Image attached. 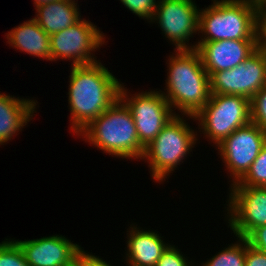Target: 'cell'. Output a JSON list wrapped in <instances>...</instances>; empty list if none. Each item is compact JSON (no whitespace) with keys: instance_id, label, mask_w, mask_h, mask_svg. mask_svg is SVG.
Wrapping results in <instances>:
<instances>
[{"instance_id":"cell-7","label":"cell","mask_w":266,"mask_h":266,"mask_svg":"<svg viewBox=\"0 0 266 266\" xmlns=\"http://www.w3.org/2000/svg\"><path fill=\"white\" fill-rule=\"evenodd\" d=\"M211 94L240 95L249 100L266 85V48L260 46L238 66L210 76Z\"/></svg>"},{"instance_id":"cell-22","label":"cell","mask_w":266,"mask_h":266,"mask_svg":"<svg viewBox=\"0 0 266 266\" xmlns=\"http://www.w3.org/2000/svg\"><path fill=\"white\" fill-rule=\"evenodd\" d=\"M251 122L266 133V85L250 100Z\"/></svg>"},{"instance_id":"cell-24","label":"cell","mask_w":266,"mask_h":266,"mask_svg":"<svg viewBox=\"0 0 266 266\" xmlns=\"http://www.w3.org/2000/svg\"><path fill=\"white\" fill-rule=\"evenodd\" d=\"M187 259L180 254L175 246L169 245L163 252L161 258L157 261L156 266H190Z\"/></svg>"},{"instance_id":"cell-28","label":"cell","mask_w":266,"mask_h":266,"mask_svg":"<svg viewBox=\"0 0 266 266\" xmlns=\"http://www.w3.org/2000/svg\"><path fill=\"white\" fill-rule=\"evenodd\" d=\"M253 4L260 21L266 15V0H256Z\"/></svg>"},{"instance_id":"cell-29","label":"cell","mask_w":266,"mask_h":266,"mask_svg":"<svg viewBox=\"0 0 266 266\" xmlns=\"http://www.w3.org/2000/svg\"><path fill=\"white\" fill-rule=\"evenodd\" d=\"M260 23V45L266 48V15L259 21Z\"/></svg>"},{"instance_id":"cell-15","label":"cell","mask_w":266,"mask_h":266,"mask_svg":"<svg viewBox=\"0 0 266 266\" xmlns=\"http://www.w3.org/2000/svg\"><path fill=\"white\" fill-rule=\"evenodd\" d=\"M129 235L127 260L130 266H156L169 246L161 240L159 234L149 230H137L135 226Z\"/></svg>"},{"instance_id":"cell-31","label":"cell","mask_w":266,"mask_h":266,"mask_svg":"<svg viewBox=\"0 0 266 266\" xmlns=\"http://www.w3.org/2000/svg\"><path fill=\"white\" fill-rule=\"evenodd\" d=\"M69 266H85L78 258Z\"/></svg>"},{"instance_id":"cell-27","label":"cell","mask_w":266,"mask_h":266,"mask_svg":"<svg viewBox=\"0 0 266 266\" xmlns=\"http://www.w3.org/2000/svg\"><path fill=\"white\" fill-rule=\"evenodd\" d=\"M78 259L85 265V266H111L106 263V261L102 260L101 258L87 254L82 249L79 253Z\"/></svg>"},{"instance_id":"cell-18","label":"cell","mask_w":266,"mask_h":266,"mask_svg":"<svg viewBox=\"0 0 266 266\" xmlns=\"http://www.w3.org/2000/svg\"><path fill=\"white\" fill-rule=\"evenodd\" d=\"M34 18L38 25L50 36L60 32L80 20L77 3L67 0H56L36 7Z\"/></svg>"},{"instance_id":"cell-20","label":"cell","mask_w":266,"mask_h":266,"mask_svg":"<svg viewBox=\"0 0 266 266\" xmlns=\"http://www.w3.org/2000/svg\"><path fill=\"white\" fill-rule=\"evenodd\" d=\"M232 185L266 187V142L246 174Z\"/></svg>"},{"instance_id":"cell-8","label":"cell","mask_w":266,"mask_h":266,"mask_svg":"<svg viewBox=\"0 0 266 266\" xmlns=\"http://www.w3.org/2000/svg\"><path fill=\"white\" fill-rule=\"evenodd\" d=\"M127 90L120 86L119 99L127 106L134 119L140 144L145 148L176 115L163 93L150 91L127 98Z\"/></svg>"},{"instance_id":"cell-4","label":"cell","mask_w":266,"mask_h":266,"mask_svg":"<svg viewBox=\"0 0 266 266\" xmlns=\"http://www.w3.org/2000/svg\"><path fill=\"white\" fill-rule=\"evenodd\" d=\"M200 42L220 40H260V23L252 2L214 0L199 13Z\"/></svg>"},{"instance_id":"cell-2","label":"cell","mask_w":266,"mask_h":266,"mask_svg":"<svg viewBox=\"0 0 266 266\" xmlns=\"http://www.w3.org/2000/svg\"><path fill=\"white\" fill-rule=\"evenodd\" d=\"M176 52L175 57L170 56L167 95L163 96L171 108L194 118L210 99V76L195 49Z\"/></svg>"},{"instance_id":"cell-11","label":"cell","mask_w":266,"mask_h":266,"mask_svg":"<svg viewBox=\"0 0 266 266\" xmlns=\"http://www.w3.org/2000/svg\"><path fill=\"white\" fill-rule=\"evenodd\" d=\"M232 187L228 223L238 238H246L255 228L266 225V187Z\"/></svg>"},{"instance_id":"cell-26","label":"cell","mask_w":266,"mask_h":266,"mask_svg":"<svg viewBox=\"0 0 266 266\" xmlns=\"http://www.w3.org/2000/svg\"><path fill=\"white\" fill-rule=\"evenodd\" d=\"M245 266H266V254L252 248L247 240Z\"/></svg>"},{"instance_id":"cell-16","label":"cell","mask_w":266,"mask_h":266,"mask_svg":"<svg viewBox=\"0 0 266 266\" xmlns=\"http://www.w3.org/2000/svg\"><path fill=\"white\" fill-rule=\"evenodd\" d=\"M35 105L34 100L0 94V145L11 140L30 121Z\"/></svg>"},{"instance_id":"cell-25","label":"cell","mask_w":266,"mask_h":266,"mask_svg":"<svg viewBox=\"0 0 266 266\" xmlns=\"http://www.w3.org/2000/svg\"><path fill=\"white\" fill-rule=\"evenodd\" d=\"M245 239L252 248L266 254V225L255 228Z\"/></svg>"},{"instance_id":"cell-30","label":"cell","mask_w":266,"mask_h":266,"mask_svg":"<svg viewBox=\"0 0 266 266\" xmlns=\"http://www.w3.org/2000/svg\"><path fill=\"white\" fill-rule=\"evenodd\" d=\"M52 1H56V0H34V4L36 5V7H38V6L46 5Z\"/></svg>"},{"instance_id":"cell-10","label":"cell","mask_w":266,"mask_h":266,"mask_svg":"<svg viewBox=\"0 0 266 266\" xmlns=\"http://www.w3.org/2000/svg\"><path fill=\"white\" fill-rule=\"evenodd\" d=\"M265 142L266 133L250 122L236 129L217 145L220 156L235 179L233 184L246 174Z\"/></svg>"},{"instance_id":"cell-5","label":"cell","mask_w":266,"mask_h":266,"mask_svg":"<svg viewBox=\"0 0 266 266\" xmlns=\"http://www.w3.org/2000/svg\"><path fill=\"white\" fill-rule=\"evenodd\" d=\"M184 121L175 115L144 149L142 158L149 160L147 162L156 181H163L196 143L194 130Z\"/></svg>"},{"instance_id":"cell-21","label":"cell","mask_w":266,"mask_h":266,"mask_svg":"<svg viewBox=\"0 0 266 266\" xmlns=\"http://www.w3.org/2000/svg\"><path fill=\"white\" fill-rule=\"evenodd\" d=\"M0 266H30L15 241L0 243Z\"/></svg>"},{"instance_id":"cell-6","label":"cell","mask_w":266,"mask_h":266,"mask_svg":"<svg viewBox=\"0 0 266 266\" xmlns=\"http://www.w3.org/2000/svg\"><path fill=\"white\" fill-rule=\"evenodd\" d=\"M194 119L201 122L200 129L218 145L236 129L251 122L250 100L240 95L211 94Z\"/></svg>"},{"instance_id":"cell-3","label":"cell","mask_w":266,"mask_h":266,"mask_svg":"<svg viewBox=\"0 0 266 266\" xmlns=\"http://www.w3.org/2000/svg\"><path fill=\"white\" fill-rule=\"evenodd\" d=\"M79 134L85 135L88 142L111 155L135 159L143 157L145 148L140 144L134 119L120 99Z\"/></svg>"},{"instance_id":"cell-12","label":"cell","mask_w":266,"mask_h":266,"mask_svg":"<svg viewBox=\"0 0 266 266\" xmlns=\"http://www.w3.org/2000/svg\"><path fill=\"white\" fill-rule=\"evenodd\" d=\"M152 20H158L166 37L177 50H194L186 41L199 31V11L192 0H160Z\"/></svg>"},{"instance_id":"cell-19","label":"cell","mask_w":266,"mask_h":266,"mask_svg":"<svg viewBox=\"0 0 266 266\" xmlns=\"http://www.w3.org/2000/svg\"><path fill=\"white\" fill-rule=\"evenodd\" d=\"M241 243L229 245L228 248L222 250L213 256L203 266H245L246 256V239L239 237Z\"/></svg>"},{"instance_id":"cell-1","label":"cell","mask_w":266,"mask_h":266,"mask_svg":"<svg viewBox=\"0 0 266 266\" xmlns=\"http://www.w3.org/2000/svg\"><path fill=\"white\" fill-rule=\"evenodd\" d=\"M71 69L68 92L71 128L79 135L119 99L121 83L99 62Z\"/></svg>"},{"instance_id":"cell-17","label":"cell","mask_w":266,"mask_h":266,"mask_svg":"<svg viewBox=\"0 0 266 266\" xmlns=\"http://www.w3.org/2000/svg\"><path fill=\"white\" fill-rule=\"evenodd\" d=\"M7 39L13 48L51 61L50 36L34 18L8 32Z\"/></svg>"},{"instance_id":"cell-13","label":"cell","mask_w":266,"mask_h":266,"mask_svg":"<svg viewBox=\"0 0 266 266\" xmlns=\"http://www.w3.org/2000/svg\"><path fill=\"white\" fill-rule=\"evenodd\" d=\"M260 46V40H220L198 42L195 50L201 57L203 67L211 76L214 72L238 66Z\"/></svg>"},{"instance_id":"cell-23","label":"cell","mask_w":266,"mask_h":266,"mask_svg":"<svg viewBox=\"0 0 266 266\" xmlns=\"http://www.w3.org/2000/svg\"><path fill=\"white\" fill-rule=\"evenodd\" d=\"M121 2L139 17L151 21L158 4L156 0H121Z\"/></svg>"},{"instance_id":"cell-14","label":"cell","mask_w":266,"mask_h":266,"mask_svg":"<svg viewBox=\"0 0 266 266\" xmlns=\"http://www.w3.org/2000/svg\"><path fill=\"white\" fill-rule=\"evenodd\" d=\"M15 242L30 266H69L82 250L79 245L59 235Z\"/></svg>"},{"instance_id":"cell-9","label":"cell","mask_w":266,"mask_h":266,"mask_svg":"<svg viewBox=\"0 0 266 266\" xmlns=\"http://www.w3.org/2000/svg\"><path fill=\"white\" fill-rule=\"evenodd\" d=\"M94 24L80 19L68 28L50 35L51 61L73 58V66L97 62L91 51L104 44V37Z\"/></svg>"},{"instance_id":"cell-32","label":"cell","mask_w":266,"mask_h":266,"mask_svg":"<svg viewBox=\"0 0 266 266\" xmlns=\"http://www.w3.org/2000/svg\"><path fill=\"white\" fill-rule=\"evenodd\" d=\"M246 1L254 3L256 0H246Z\"/></svg>"}]
</instances>
